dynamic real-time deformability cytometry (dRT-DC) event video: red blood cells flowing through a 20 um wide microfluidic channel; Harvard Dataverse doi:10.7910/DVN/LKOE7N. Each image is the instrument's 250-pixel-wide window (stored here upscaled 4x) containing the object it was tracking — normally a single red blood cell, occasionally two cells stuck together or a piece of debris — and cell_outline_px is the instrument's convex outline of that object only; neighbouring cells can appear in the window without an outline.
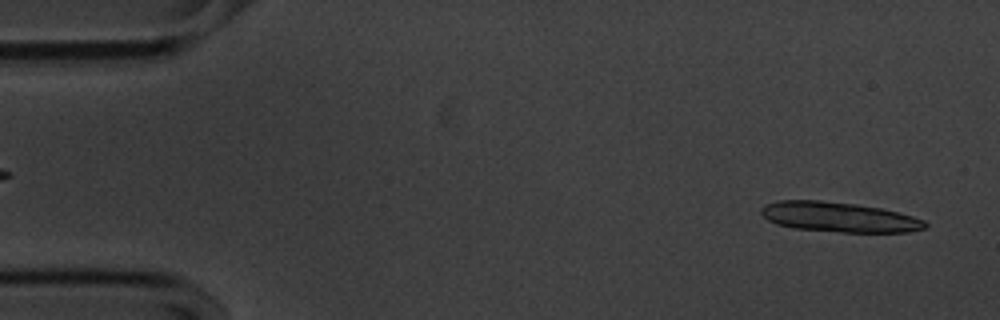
{"species": "common noctule bat (a hibernating species)", "species_latin": "Nyctalus noctula", "temperature_condition": "cold", "stored_images_in_passage": 14, "camera_frame_rate_fps": 3000, "um_per_image_px": 0.085, "animal": {"sex": "male", "body_mass_g": 20.1, "forearm_length_mm": 53.5}, "frame": {"image": 1, "passage_image": 2, "time_ms": 0.333, "image_size_px": [1000, 320], "cell_outline_px": [[928, 228], [908, 232], [840, 232], [796, 228], [776, 224], [768, 220], [760, 212], [760, 208], [768, 204], [780, 200], [820, 200], [856, 204], [880, 208], [912, 216], [924, 220], [928, 224]], "centroid_in_image_um": [71.33, 18.45], "position_along_channel_um": 13.7, "area_um2": 28.5}}